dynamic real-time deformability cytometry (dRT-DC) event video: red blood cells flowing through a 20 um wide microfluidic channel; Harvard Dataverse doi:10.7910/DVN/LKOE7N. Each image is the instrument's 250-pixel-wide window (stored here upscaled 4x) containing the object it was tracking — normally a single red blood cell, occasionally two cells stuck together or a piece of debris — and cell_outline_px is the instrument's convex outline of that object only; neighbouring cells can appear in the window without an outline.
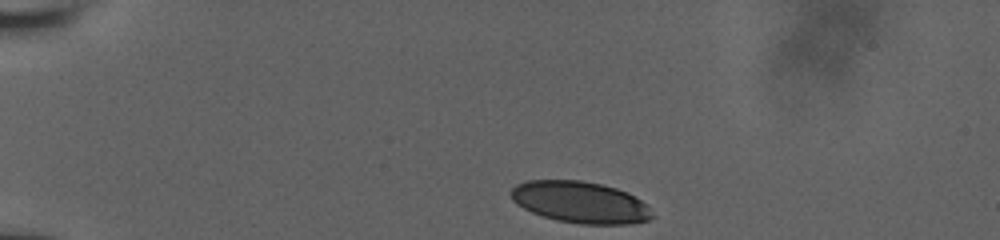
{"species": "human", "species_latin": "Homo sapiens", "temperature_condition": "room temperature", "stored_images_in_passage": 27, "camera_frame_rate_fps": 3000, "um_per_image_px": 0.085, "donor": {"sex": "male"}, "frame": {"image": 1, "passage_image": 1, "time_ms": 0.0, "image_size_px": [1000, 240], "cell_outline_px": [[652, 216], [648, 220], [628, 224], [580, 224], [556, 220], [532, 212], [516, 204], [512, 200], [508, 192], [516, 184], [528, 180], [580, 180], [600, 184], [616, 188], [628, 192], [648, 204]], "centroid_in_image_um": [49.3, 17.18], "position_along_channel_um": 35.7, "area_um2": 34.33}}
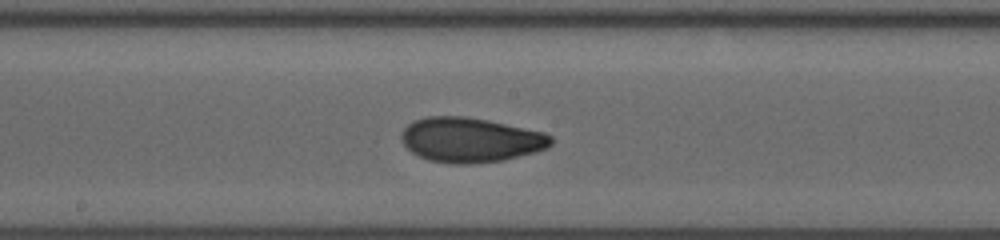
{"frame": {"image": 2, "passage_image": 16, "time_ms": 6.333, "image_size_px": [1000, 240], "cell_outline_px": [[552, 144], [548, 148], [536, 152], [504, 160], [472, 164], [456, 164], [428, 160], [412, 152], [400, 140], [400, 136], [404, 128], [408, 124], [416, 120], [428, 116], [464, 116], [544, 132], [552, 136]], "centroid_in_image_um": [39.99, 11.9], "position_along_channel_um": 208.2, "area_um2": 38.84}}
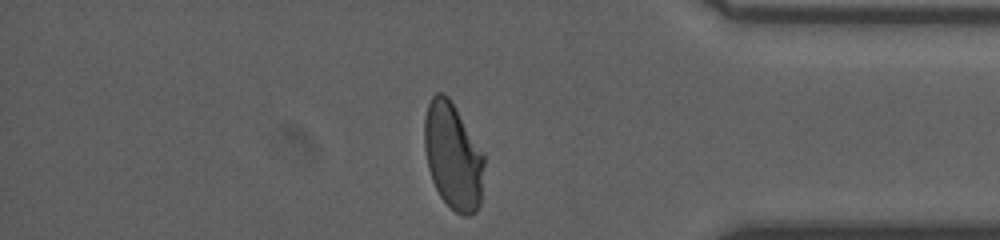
{"frame": {"image": 3, "passage_image": 27, "time_ms": 11.667, "image_size_px": [1000, 240], "cell_outline_px": [[484, 164], [480, 204], [476, 212], [468, 216], [464, 216], [456, 212], [440, 196], [432, 180], [428, 168], [424, 148], [424, 120], [428, 104], [432, 96], [436, 92], [440, 92], [448, 96], [484, 156]], "centroid_in_image_um": [38.48, 13.29], "position_along_channel_um": 396.7, "area_um2": 36.65}, "authors_computed_cell_mechanics": {"area_um2": 38.0324, "velocity_mm_per_s": 3.8752, "shape_relaxation_time_tau1_ms": 5.8415, "shape_relaxation_time_tau2_ms": 1.1906, "deformation_change_tau1": 0.1755, "deformation_change_tau2": 0.0488}}